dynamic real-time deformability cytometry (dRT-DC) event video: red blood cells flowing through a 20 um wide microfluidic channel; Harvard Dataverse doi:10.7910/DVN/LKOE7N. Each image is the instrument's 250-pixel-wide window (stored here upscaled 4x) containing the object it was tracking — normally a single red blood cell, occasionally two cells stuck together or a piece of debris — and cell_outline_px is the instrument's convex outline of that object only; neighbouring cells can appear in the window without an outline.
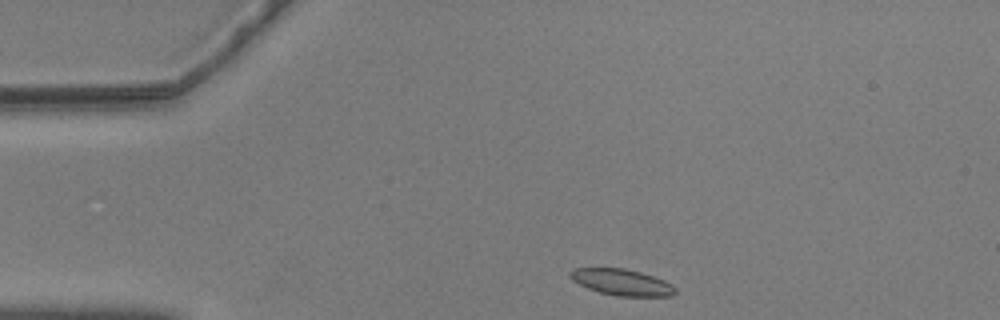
{"species": "common noctule bat (a hibernating species)", "species_latin": "Nyctalus noctula", "temperature_condition": "warm", "stored_images_in_passage": 47, "camera_frame_rate_fps": 3000, "um_per_image_px": 0.085, "animal": {"sex": "male", "body_mass_g": 20.5, "forearm_length_mm": 52.5}, "frame": {"image": 1, "passage_image": 1, "time_ms": 0.0, "image_size_px": [1000, 320], "cell_outline_px": [[676, 292], [672, 296], [616, 296], [600, 292], [588, 288], [572, 280], [568, 276], [568, 272], [572, 268], [624, 268], [640, 272], [664, 280], [672, 284], [676, 288]], "centroid_in_image_um": [52.84, 23.98], "position_along_channel_um": 32.2, "area_um2": 16.13}}
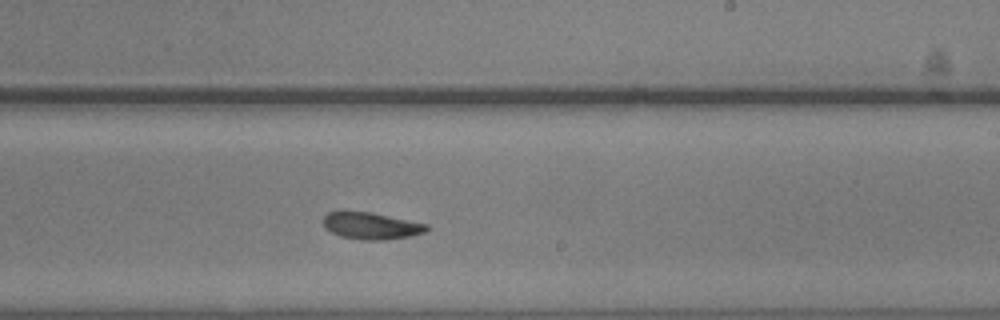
{"frame": {"image": 2, "passage_image": 24, "time_ms": 7.667, "image_size_px": [1000, 320], "cell_outline_px": [[428, 228], [424, 232], [412, 236], [384, 240], [364, 240], [340, 236], [332, 232], [324, 224], [324, 216], [328, 212], [372, 212], [428, 224]], "centroid_in_image_um": [31.6, 19.2], "position_along_channel_um": 257.4, "area_um2": 15.95}}
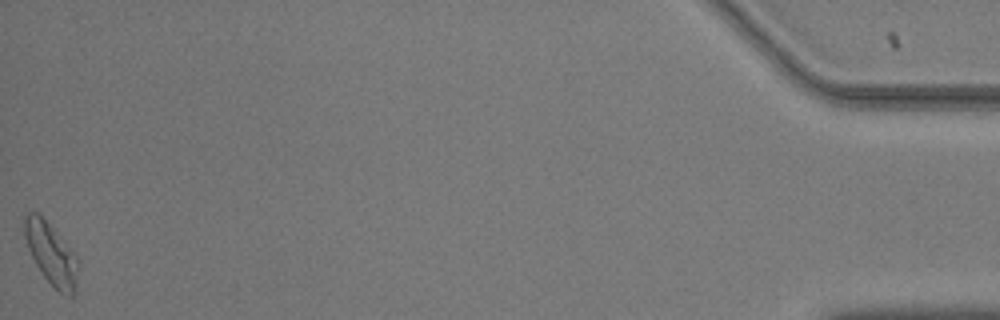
{"frame": {"image": 3, "passage_image": 47, "time_ms": 15.333, "image_size_px": [1000, 320], "cell_outline_px": [[80, 264], [72, 296], [64, 296], [44, 276], [36, 264], [28, 248], [24, 232], [24, 216], [28, 212], [36, 212], [48, 224], [76, 256]], "centroid_in_image_um": [4.35, 21.6], "position_along_channel_um": 430.9, "area_um2": 18.55}, "authors_computed_cell_mechanics": {"area_um2": 16.5886, "velocity_mm_per_s": 3.5422, "shape_relaxation_time_tau1_ms": 4.9278, "shape_relaxation_time_tau2_ms": 8.1868, "deformation_change_tau1": 0.1671, "deformation_change_tau2": 0.156}}